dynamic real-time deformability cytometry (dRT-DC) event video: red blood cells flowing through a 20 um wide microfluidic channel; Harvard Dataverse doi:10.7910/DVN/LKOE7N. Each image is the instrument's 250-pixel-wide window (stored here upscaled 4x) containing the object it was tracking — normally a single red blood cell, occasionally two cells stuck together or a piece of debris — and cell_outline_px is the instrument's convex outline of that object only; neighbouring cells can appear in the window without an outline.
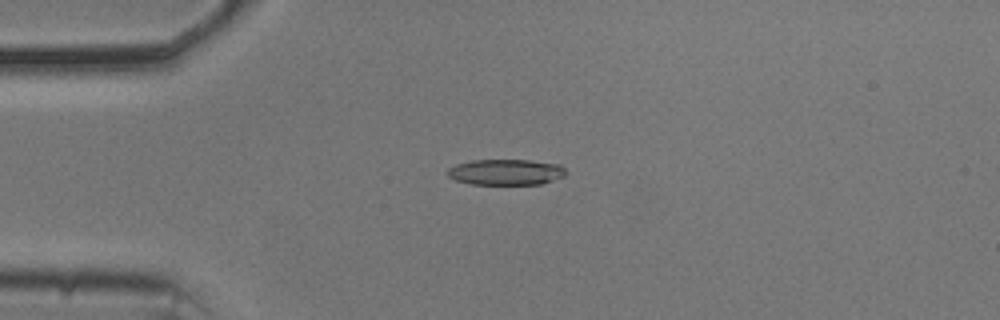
{"species": "common noctule bat (a hibernating species)", "species_latin": "Nyctalus noctula", "temperature_condition": "cold", "stored_images_in_passage": 42, "camera_frame_rate_fps": 3000, "um_per_image_px": 0.085, "animal": {"sex": "male", "body_mass_g": 20.5, "forearm_length_mm": 52.5}, "frame": {"image": 1, "passage_image": 1, "time_ms": 0.0, "image_size_px": [1000, 320], "cell_outline_px": [[568, 172], [564, 176], [540, 184], [472, 184], [456, 180], [448, 176], [444, 172], [448, 168], [456, 164], [472, 160], [528, 160], [560, 164]], "centroid_in_image_um": [42.98, 14.62], "position_along_channel_um": 42.0, "area_um2": 17.86}}
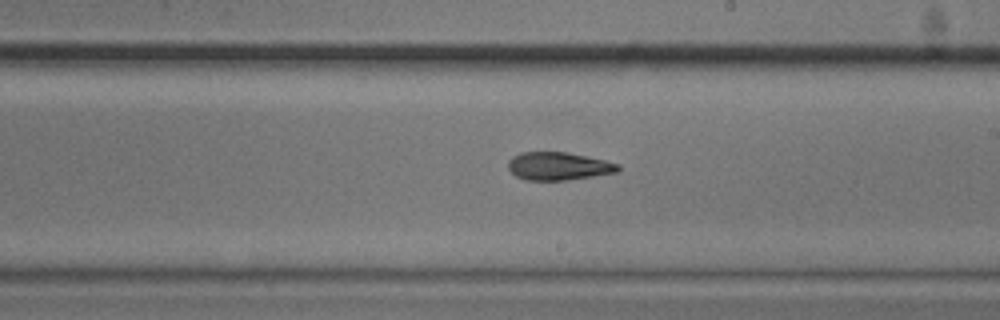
{"frame": {"image": 2, "passage_image": 19, "time_ms": 6.0, "image_size_px": [1000, 320], "cell_outline_px": [[620, 172], [568, 180], [524, 180], [516, 176], [508, 168], [508, 160], [512, 156], [520, 152], [568, 152], [604, 160], [620, 164]], "centroid_in_image_um": [47.48, 14.12], "position_along_channel_um": 241.5, "area_um2": 18.09}}
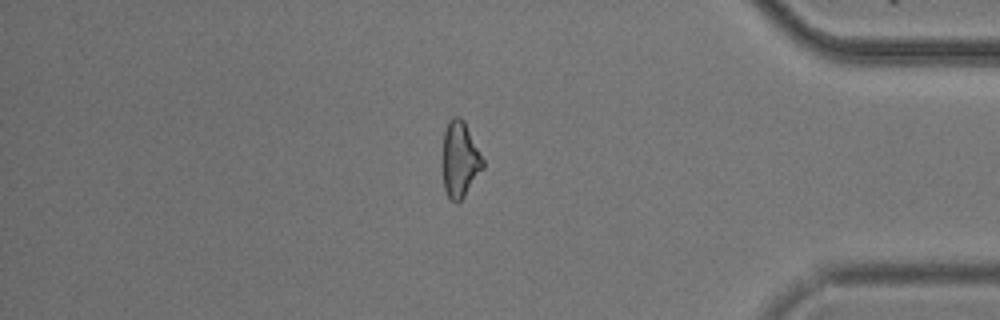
{"frame": {"image": 3, "passage_image": 34, "time_ms": 11.0, "image_size_px": [1000, 320], "cell_outline_px": [[484, 168], [464, 196], [456, 204], [448, 196], [444, 188], [440, 160], [444, 132], [448, 120], [452, 116], [460, 116], [464, 120], [484, 160]], "centroid_in_image_um": [39.05, 13.53], "position_along_channel_um": 396.1, "area_um2": 18.38}, "authors_computed_cell_mechanics": {"area_um2": 18.4093, "velocity_mm_per_s": 3.6856, "shape_relaxation_time_tau1_ms": null, "shape_relaxation_time_tau2_ms": 4.2431, "deformation_change_tau1": null, "deformation_change_tau2": 0.1324}}